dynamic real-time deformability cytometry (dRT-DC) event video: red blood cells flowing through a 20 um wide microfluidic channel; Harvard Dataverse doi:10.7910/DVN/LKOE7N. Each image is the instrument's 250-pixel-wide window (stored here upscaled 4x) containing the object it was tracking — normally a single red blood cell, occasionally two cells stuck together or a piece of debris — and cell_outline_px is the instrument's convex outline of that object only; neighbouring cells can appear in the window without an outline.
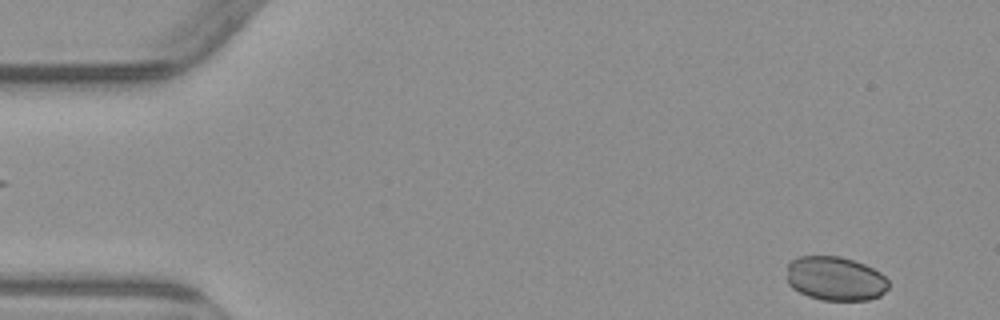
{"species": "common noctule bat (a hibernating species)", "species_latin": "Nyctalus noctula", "temperature_condition": "warm", "stored_images_in_passage": 5, "segment_of_instrument_passage": [2, 2], "camera_frame_rate_fps": 3000, "um_per_image_px": 0.085, "animal": {"sex": "male", "body_mass_g": 23.1, "forearm_length_mm": 52.7}, "frame": {"image": 1, "passage_image": 5, "time_ms": 6.0, "image_size_px": [1000, 320], "cell_outline_px": [[888, 288], [880, 296], [868, 300], [820, 300], [808, 296], [792, 288], [788, 284], [788, 264], [792, 260], [800, 256], [840, 256], [864, 264], [880, 272], [888, 280]], "centroid_in_image_um": [71.01, 23.69], "position_along_channel_um": 14.0, "area_um2": 26.13}}